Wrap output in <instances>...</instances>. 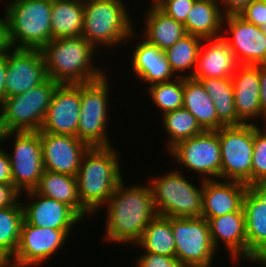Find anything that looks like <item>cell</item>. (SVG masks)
I'll list each match as a JSON object with an SVG mask.
<instances>
[{
	"mask_svg": "<svg viewBox=\"0 0 266 267\" xmlns=\"http://www.w3.org/2000/svg\"><path fill=\"white\" fill-rule=\"evenodd\" d=\"M80 109L81 84H59L39 132L77 137Z\"/></svg>",
	"mask_w": 266,
	"mask_h": 267,
	"instance_id": "obj_15",
	"label": "cell"
},
{
	"mask_svg": "<svg viewBox=\"0 0 266 267\" xmlns=\"http://www.w3.org/2000/svg\"><path fill=\"white\" fill-rule=\"evenodd\" d=\"M181 173L171 170L164 176L148 181L158 216L201 217L203 179L200 188H197Z\"/></svg>",
	"mask_w": 266,
	"mask_h": 267,
	"instance_id": "obj_7",
	"label": "cell"
},
{
	"mask_svg": "<svg viewBox=\"0 0 266 267\" xmlns=\"http://www.w3.org/2000/svg\"><path fill=\"white\" fill-rule=\"evenodd\" d=\"M34 190L40 195L68 205L81 219L85 214L86 216L90 215L81 205L76 176L44 170L39 184Z\"/></svg>",
	"mask_w": 266,
	"mask_h": 267,
	"instance_id": "obj_26",
	"label": "cell"
},
{
	"mask_svg": "<svg viewBox=\"0 0 266 267\" xmlns=\"http://www.w3.org/2000/svg\"><path fill=\"white\" fill-rule=\"evenodd\" d=\"M248 260L266 267V193L260 187H248L243 198Z\"/></svg>",
	"mask_w": 266,
	"mask_h": 267,
	"instance_id": "obj_18",
	"label": "cell"
},
{
	"mask_svg": "<svg viewBox=\"0 0 266 267\" xmlns=\"http://www.w3.org/2000/svg\"><path fill=\"white\" fill-rule=\"evenodd\" d=\"M58 85L47 78L27 92L5 98L0 104V133L39 131Z\"/></svg>",
	"mask_w": 266,
	"mask_h": 267,
	"instance_id": "obj_6",
	"label": "cell"
},
{
	"mask_svg": "<svg viewBox=\"0 0 266 267\" xmlns=\"http://www.w3.org/2000/svg\"><path fill=\"white\" fill-rule=\"evenodd\" d=\"M200 80L212 98L218 117V129L223 126H238L243 123L235 111L232 78H194Z\"/></svg>",
	"mask_w": 266,
	"mask_h": 267,
	"instance_id": "obj_30",
	"label": "cell"
},
{
	"mask_svg": "<svg viewBox=\"0 0 266 267\" xmlns=\"http://www.w3.org/2000/svg\"><path fill=\"white\" fill-rule=\"evenodd\" d=\"M248 187L239 181L203 180L201 217L208 221L210 218L239 211L243 207Z\"/></svg>",
	"mask_w": 266,
	"mask_h": 267,
	"instance_id": "obj_19",
	"label": "cell"
},
{
	"mask_svg": "<svg viewBox=\"0 0 266 267\" xmlns=\"http://www.w3.org/2000/svg\"><path fill=\"white\" fill-rule=\"evenodd\" d=\"M107 76L81 83V109L78 120L77 138L90 147L112 146L107 137L108 86ZM108 109V110H107ZM108 114V115H107Z\"/></svg>",
	"mask_w": 266,
	"mask_h": 267,
	"instance_id": "obj_9",
	"label": "cell"
},
{
	"mask_svg": "<svg viewBox=\"0 0 266 267\" xmlns=\"http://www.w3.org/2000/svg\"><path fill=\"white\" fill-rule=\"evenodd\" d=\"M175 257L185 267H211L217 251L211 241L208 221L203 217H171Z\"/></svg>",
	"mask_w": 266,
	"mask_h": 267,
	"instance_id": "obj_10",
	"label": "cell"
},
{
	"mask_svg": "<svg viewBox=\"0 0 266 267\" xmlns=\"http://www.w3.org/2000/svg\"><path fill=\"white\" fill-rule=\"evenodd\" d=\"M44 170L77 176L90 146L72 135L40 133Z\"/></svg>",
	"mask_w": 266,
	"mask_h": 267,
	"instance_id": "obj_17",
	"label": "cell"
},
{
	"mask_svg": "<svg viewBox=\"0 0 266 267\" xmlns=\"http://www.w3.org/2000/svg\"><path fill=\"white\" fill-rule=\"evenodd\" d=\"M179 74L176 81H166L148 85L154 104L161 109L162 115L183 107V77Z\"/></svg>",
	"mask_w": 266,
	"mask_h": 267,
	"instance_id": "obj_35",
	"label": "cell"
},
{
	"mask_svg": "<svg viewBox=\"0 0 266 267\" xmlns=\"http://www.w3.org/2000/svg\"><path fill=\"white\" fill-rule=\"evenodd\" d=\"M123 2V0L84 1L81 36L95 48L98 45L117 46L123 40L132 38L135 32Z\"/></svg>",
	"mask_w": 266,
	"mask_h": 267,
	"instance_id": "obj_5",
	"label": "cell"
},
{
	"mask_svg": "<svg viewBox=\"0 0 266 267\" xmlns=\"http://www.w3.org/2000/svg\"><path fill=\"white\" fill-rule=\"evenodd\" d=\"M148 12L143 37L160 50L165 51L187 35L184 24L168 16L156 4H152Z\"/></svg>",
	"mask_w": 266,
	"mask_h": 267,
	"instance_id": "obj_27",
	"label": "cell"
},
{
	"mask_svg": "<svg viewBox=\"0 0 266 267\" xmlns=\"http://www.w3.org/2000/svg\"><path fill=\"white\" fill-rule=\"evenodd\" d=\"M208 48L201 44L192 78H232L237 66L233 51L222 37L204 39ZM212 42V44H210Z\"/></svg>",
	"mask_w": 266,
	"mask_h": 267,
	"instance_id": "obj_23",
	"label": "cell"
},
{
	"mask_svg": "<svg viewBox=\"0 0 266 267\" xmlns=\"http://www.w3.org/2000/svg\"><path fill=\"white\" fill-rule=\"evenodd\" d=\"M208 223L211 241L216 250L221 239L233 259L237 261L239 258L248 260V243L243 207L239 211L210 218Z\"/></svg>",
	"mask_w": 266,
	"mask_h": 267,
	"instance_id": "obj_22",
	"label": "cell"
},
{
	"mask_svg": "<svg viewBox=\"0 0 266 267\" xmlns=\"http://www.w3.org/2000/svg\"><path fill=\"white\" fill-rule=\"evenodd\" d=\"M227 22V23H226ZM225 23V24H224ZM228 25L231 39L221 36L233 51L239 65H258L266 63V33L246 21L239 14L225 15L223 27Z\"/></svg>",
	"mask_w": 266,
	"mask_h": 267,
	"instance_id": "obj_16",
	"label": "cell"
},
{
	"mask_svg": "<svg viewBox=\"0 0 266 267\" xmlns=\"http://www.w3.org/2000/svg\"><path fill=\"white\" fill-rule=\"evenodd\" d=\"M145 252L175 257V240L172 231L171 217L156 216L144 230L141 239L136 243Z\"/></svg>",
	"mask_w": 266,
	"mask_h": 267,
	"instance_id": "obj_31",
	"label": "cell"
},
{
	"mask_svg": "<svg viewBox=\"0 0 266 267\" xmlns=\"http://www.w3.org/2000/svg\"><path fill=\"white\" fill-rule=\"evenodd\" d=\"M224 16L218 0H195L184 23L186 33L203 40L219 38Z\"/></svg>",
	"mask_w": 266,
	"mask_h": 267,
	"instance_id": "obj_25",
	"label": "cell"
},
{
	"mask_svg": "<svg viewBox=\"0 0 266 267\" xmlns=\"http://www.w3.org/2000/svg\"><path fill=\"white\" fill-rule=\"evenodd\" d=\"M260 78V106L266 121V63L258 64Z\"/></svg>",
	"mask_w": 266,
	"mask_h": 267,
	"instance_id": "obj_43",
	"label": "cell"
},
{
	"mask_svg": "<svg viewBox=\"0 0 266 267\" xmlns=\"http://www.w3.org/2000/svg\"><path fill=\"white\" fill-rule=\"evenodd\" d=\"M195 0H159L156 5L168 16L184 24Z\"/></svg>",
	"mask_w": 266,
	"mask_h": 267,
	"instance_id": "obj_37",
	"label": "cell"
},
{
	"mask_svg": "<svg viewBox=\"0 0 266 267\" xmlns=\"http://www.w3.org/2000/svg\"><path fill=\"white\" fill-rule=\"evenodd\" d=\"M183 108L196 118L204 131L218 130L216 109L200 80L183 77Z\"/></svg>",
	"mask_w": 266,
	"mask_h": 267,
	"instance_id": "obj_28",
	"label": "cell"
},
{
	"mask_svg": "<svg viewBox=\"0 0 266 267\" xmlns=\"http://www.w3.org/2000/svg\"><path fill=\"white\" fill-rule=\"evenodd\" d=\"M239 15L246 21L262 27L266 24V0H253Z\"/></svg>",
	"mask_w": 266,
	"mask_h": 267,
	"instance_id": "obj_39",
	"label": "cell"
},
{
	"mask_svg": "<svg viewBox=\"0 0 266 267\" xmlns=\"http://www.w3.org/2000/svg\"><path fill=\"white\" fill-rule=\"evenodd\" d=\"M0 267H22L19 264L13 263L10 260H6Z\"/></svg>",
	"mask_w": 266,
	"mask_h": 267,
	"instance_id": "obj_46",
	"label": "cell"
},
{
	"mask_svg": "<svg viewBox=\"0 0 266 267\" xmlns=\"http://www.w3.org/2000/svg\"><path fill=\"white\" fill-rule=\"evenodd\" d=\"M252 157V187L266 183V130H261L254 123Z\"/></svg>",
	"mask_w": 266,
	"mask_h": 267,
	"instance_id": "obj_36",
	"label": "cell"
},
{
	"mask_svg": "<svg viewBox=\"0 0 266 267\" xmlns=\"http://www.w3.org/2000/svg\"><path fill=\"white\" fill-rule=\"evenodd\" d=\"M0 209V254L6 260H12L17 251L21 227L24 221L22 203Z\"/></svg>",
	"mask_w": 266,
	"mask_h": 267,
	"instance_id": "obj_32",
	"label": "cell"
},
{
	"mask_svg": "<svg viewBox=\"0 0 266 267\" xmlns=\"http://www.w3.org/2000/svg\"><path fill=\"white\" fill-rule=\"evenodd\" d=\"M235 111L238 119L247 120L263 116L260 106V78L258 65H238L232 76Z\"/></svg>",
	"mask_w": 266,
	"mask_h": 267,
	"instance_id": "obj_21",
	"label": "cell"
},
{
	"mask_svg": "<svg viewBox=\"0 0 266 267\" xmlns=\"http://www.w3.org/2000/svg\"><path fill=\"white\" fill-rule=\"evenodd\" d=\"M0 184H12L11 163L9 156L0 148Z\"/></svg>",
	"mask_w": 266,
	"mask_h": 267,
	"instance_id": "obj_41",
	"label": "cell"
},
{
	"mask_svg": "<svg viewBox=\"0 0 266 267\" xmlns=\"http://www.w3.org/2000/svg\"><path fill=\"white\" fill-rule=\"evenodd\" d=\"M266 193V183L259 186Z\"/></svg>",
	"mask_w": 266,
	"mask_h": 267,
	"instance_id": "obj_48",
	"label": "cell"
},
{
	"mask_svg": "<svg viewBox=\"0 0 266 267\" xmlns=\"http://www.w3.org/2000/svg\"><path fill=\"white\" fill-rule=\"evenodd\" d=\"M169 151L178 163L203 175V180L221 179V148L217 130H205L179 141Z\"/></svg>",
	"mask_w": 266,
	"mask_h": 267,
	"instance_id": "obj_12",
	"label": "cell"
},
{
	"mask_svg": "<svg viewBox=\"0 0 266 267\" xmlns=\"http://www.w3.org/2000/svg\"><path fill=\"white\" fill-rule=\"evenodd\" d=\"M118 159L113 146L90 147L83 155L76 178L81 205L90 214L106 205L123 180Z\"/></svg>",
	"mask_w": 266,
	"mask_h": 267,
	"instance_id": "obj_3",
	"label": "cell"
},
{
	"mask_svg": "<svg viewBox=\"0 0 266 267\" xmlns=\"http://www.w3.org/2000/svg\"><path fill=\"white\" fill-rule=\"evenodd\" d=\"M4 9L11 48L41 50L52 39V0H13Z\"/></svg>",
	"mask_w": 266,
	"mask_h": 267,
	"instance_id": "obj_4",
	"label": "cell"
},
{
	"mask_svg": "<svg viewBox=\"0 0 266 267\" xmlns=\"http://www.w3.org/2000/svg\"><path fill=\"white\" fill-rule=\"evenodd\" d=\"M95 49L82 36L51 39L40 50L47 77L59 84H81L102 78L106 73L92 66Z\"/></svg>",
	"mask_w": 266,
	"mask_h": 267,
	"instance_id": "obj_2",
	"label": "cell"
},
{
	"mask_svg": "<svg viewBox=\"0 0 266 267\" xmlns=\"http://www.w3.org/2000/svg\"><path fill=\"white\" fill-rule=\"evenodd\" d=\"M261 28L266 33V24H264Z\"/></svg>",
	"mask_w": 266,
	"mask_h": 267,
	"instance_id": "obj_49",
	"label": "cell"
},
{
	"mask_svg": "<svg viewBox=\"0 0 266 267\" xmlns=\"http://www.w3.org/2000/svg\"><path fill=\"white\" fill-rule=\"evenodd\" d=\"M217 133L221 148V178L252 187L253 122L223 126Z\"/></svg>",
	"mask_w": 266,
	"mask_h": 267,
	"instance_id": "obj_8",
	"label": "cell"
},
{
	"mask_svg": "<svg viewBox=\"0 0 266 267\" xmlns=\"http://www.w3.org/2000/svg\"><path fill=\"white\" fill-rule=\"evenodd\" d=\"M6 54L0 55V104L5 99Z\"/></svg>",
	"mask_w": 266,
	"mask_h": 267,
	"instance_id": "obj_45",
	"label": "cell"
},
{
	"mask_svg": "<svg viewBox=\"0 0 266 267\" xmlns=\"http://www.w3.org/2000/svg\"><path fill=\"white\" fill-rule=\"evenodd\" d=\"M15 136L14 150L8 154L11 163L12 184L20 192L34 190L44 172L39 131L0 133V143Z\"/></svg>",
	"mask_w": 266,
	"mask_h": 267,
	"instance_id": "obj_11",
	"label": "cell"
},
{
	"mask_svg": "<svg viewBox=\"0 0 266 267\" xmlns=\"http://www.w3.org/2000/svg\"><path fill=\"white\" fill-rule=\"evenodd\" d=\"M70 230L72 229L42 228L23 221L20 242L10 261L22 267H36L66 244Z\"/></svg>",
	"mask_w": 266,
	"mask_h": 267,
	"instance_id": "obj_13",
	"label": "cell"
},
{
	"mask_svg": "<svg viewBox=\"0 0 266 267\" xmlns=\"http://www.w3.org/2000/svg\"><path fill=\"white\" fill-rule=\"evenodd\" d=\"M9 48L6 20L5 17H0V55L6 54Z\"/></svg>",
	"mask_w": 266,
	"mask_h": 267,
	"instance_id": "obj_44",
	"label": "cell"
},
{
	"mask_svg": "<svg viewBox=\"0 0 266 267\" xmlns=\"http://www.w3.org/2000/svg\"><path fill=\"white\" fill-rule=\"evenodd\" d=\"M131 60L137 78L150 85L170 81L174 76L164 51L146 39L135 48Z\"/></svg>",
	"mask_w": 266,
	"mask_h": 267,
	"instance_id": "obj_24",
	"label": "cell"
},
{
	"mask_svg": "<svg viewBox=\"0 0 266 267\" xmlns=\"http://www.w3.org/2000/svg\"><path fill=\"white\" fill-rule=\"evenodd\" d=\"M20 196L21 193L13 184H0V209L15 205Z\"/></svg>",
	"mask_w": 266,
	"mask_h": 267,
	"instance_id": "obj_40",
	"label": "cell"
},
{
	"mask_svg": "<svg viewBox=\"0 0 266 267\" xmlns=\"http://www.w3.org/2000/svg\"><path fill=\"white\" fill-rule=\"evenodd\" d=\"M6 261V259L0 254V266Z\"/></svg>",
	"mask_w": 266,
	"mask_h": 267,
	"instance_id": "obj_47",
	"label": "cell"
},
{
	"mask_svg": "<svg viewBox=\"0 0 266 267\" xmlns=\"http://www.w3.org/2000/svg\"><path fill=\"white\" fill-rule=\"evenodd\" d=\"M122 180L106 202V240L137 243L149 222L157 216L153 194L148 186H124Z\"/></svg>",
	"mask_w": 266,
	"mask_h": 267,
	"instance_id": "obj_1",
	"label": "cell"
},
{
	"mask_svg": "<svg viewBox=\"0 0 266 267\" xmlns=\"http://www.w3.org/2000/svg\"><path fill=\"white\" fill-rule=\"evenodd\" d=\"M225 3L226 7L223 8V14H240L253 0H218Z\"/></svg>",
	"mask_w": 266,
	"mask_h": 267,
	"instance_id": "obj_42",
	"label": "cell"
},
{
	"mask_svg": "<svg viewBox=\"0 0 266 267\" xmlns=\"http://www.w3.org/2000/svg\"><path fill=\"white\" fill-rule=\"evenodd\" d=\"M136 267H185L176 257L145 252L137 258Z\"/></svg>",
	"mask_w": 266,
	"mask_h": 267,
	"instance_id": "obj_38",
	"label": "cell"
},
{
	"mask_svg": "<svg viewBox=\"0 0 266 267\" xmlns=\"http://www.w3.org/2000/svg\"><path fill=\"white\" fill-rule=\"evenodd\" d=\"M27 197L35 202L22 204L24 221L33 226L53 229H72L81 218L66 204L38 194L35 190L27 192Z\"/></svg>",
	"mask_w": 266,
	"mask_h": 267,
	"instance_id": "obj_20",
	"label": "cell"
},
{
	"mask_svg": "<svg viewBox=\"0 0 266 267\" xmlns=\"http://www.w3.org/2000/svg\"><path fill=\"white\" fill-rule=\"evenodd\" d=\"M6 66L5 98L27 92L48 78L42 53L37 49L10 47Z\"/></svg>",
	"mask_w": 266,
	"mask_h": 267,
	"instance_id": "obj_14",
	"label": "cell"
},
{
	"mask_svg": "<svg viewBox=\"0 0 266 267\" xmlns=\"http://www.w3.org/2000/svg\"><path fill=\"white\" fill-rule=\"evenodd\" d=\"M84 20V1L52 0V39L80 37Z\"/></svg>",
	"mask_w": 266,
	"mask_h": 267,
	"instance_id": "obj_29",
	"label": "cell"
},
{
	"mask_svg": "<svg viewBox=\"0 0 266 267\" xmlns=\"http://www.w3.org/2000/svg\"><path fill=\"white\" fill-rule=\"evenodd\" d=\"M202 41L203 39L200 37L187 34L164 51L167 61L174 73L193 69L187 77L193 75Z\"/></svg>",
	"mask_w": 266,
	"mask_h": 267,
	"instance_id": "obj_33",
	"label": "cell"
},
{
	"mask_svg": "<svg viewBox=\"0 0 266 267\" xmlns=\"http://www.w3.org/2000/svg\"><path fill=\"white\" fill-rule=\"evenodd\" d=\"M163 125L168 133V150L175 146L179 141L191 138L202 133L196 118L185 108H179L162 115Z\"/></svg>",
	"mask_w": 266,
	"mask_h": 267,
	"instance_id": "obj_34",
	"label": "cell"
}]
</instances>
